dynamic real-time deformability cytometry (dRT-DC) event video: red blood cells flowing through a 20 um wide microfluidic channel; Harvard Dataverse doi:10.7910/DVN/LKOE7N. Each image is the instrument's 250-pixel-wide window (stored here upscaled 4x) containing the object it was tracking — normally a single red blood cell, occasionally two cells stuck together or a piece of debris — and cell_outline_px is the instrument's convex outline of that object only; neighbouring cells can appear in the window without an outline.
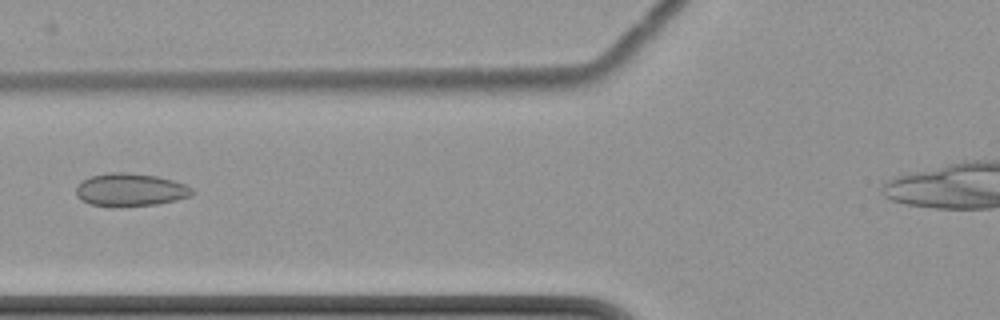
{"species": "common noctule bat (a hibernating species)", "species_latin": "Nyctalus noctula", "temperature_condition": "cold", "stored_images_in_passage": 3, "camera_frame_rate_fps": 3000, "um_per_image_px": 0.085, "animal": {"sex": "female", "body_mass_g": 22.7, "forearm_length_mm": 54.2}, "frame": {"image": 1, "passage_image": 2, "time_ms": 1.333, "image_size_px": [1000, 320], "cell_outline_px": [[196, 192], [192, 196], [176, 200], [156, 204], [120, 208], [112, 208], [88, 204], [80, 200], [76, 196], [76, 188], [84, 180], [92, 176], [108, 172], [124, 172], [156, 176], [172, 180], [184, 184], [192, 188]], "centroid_in_image_um": [11.07, 16.17], "position_along_channel_um": 114.7, "area_um2": 22.66}}
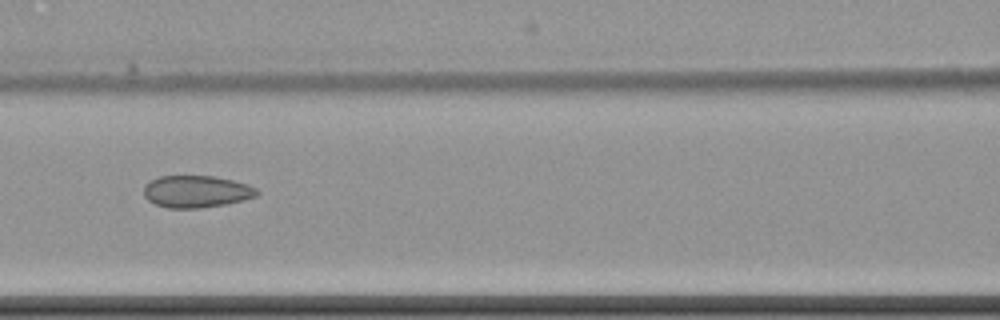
{"frame": {"image": 2, "passage_image": 3, "time_ms": 2.333, "image_size_px": [1000, 320], "cell_outline_px": [[260, 192], [256, 196], [228, 204], [200, 208], [168, 208], [156, 204], [148, 200], [144, 196], [144, 184], [160, 176], [216, 176], [248, 184], [256, 188]], "centroid_in_image_um": [16.7, 16.28], "position_along_channel_um": 149.9, "area_um2": 21.21}}